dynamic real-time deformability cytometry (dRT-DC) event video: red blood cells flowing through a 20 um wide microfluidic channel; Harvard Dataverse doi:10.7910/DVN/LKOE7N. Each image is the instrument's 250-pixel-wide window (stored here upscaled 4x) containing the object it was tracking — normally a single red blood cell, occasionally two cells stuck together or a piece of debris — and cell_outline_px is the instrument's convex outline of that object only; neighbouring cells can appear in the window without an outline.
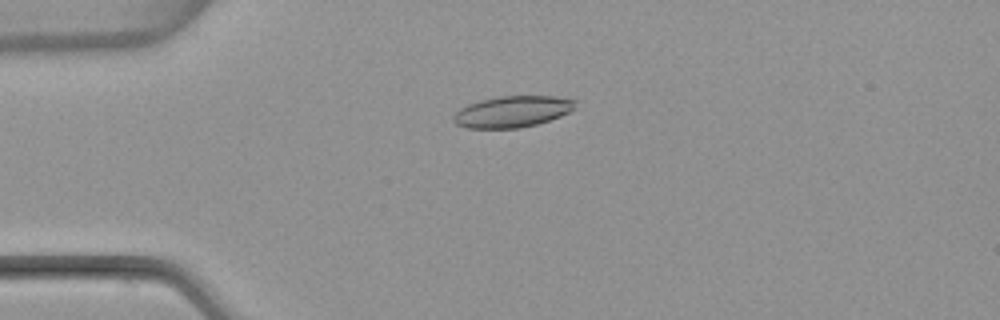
{"species": "common noctule bat (a hibernating species)", "species_latin": "Nyctalus noctula", "temperature_condition": "warm", "stored_images_in_passage": 43, "camera_frame_rate_fps": 3000, "um_per_image_px": 0.085, "animal": {"sex": "female", "body_mass_g": 22.7, "forearm_length_mm": 54.2}, "frame": {"image": 1, "passage_image": 4, "time_ms": 1.0, "image_size_px": [1000, 320], "cell_outline_px": [[576, 108], [560, 116], [536, 124], [520, 128], [468, 128], [456, 124], [452, 120], [452, 116], [460, 108], [468, 104], [480, 100], [500, 96], [556, 96], [576, 100]], "centroid_in_image_um": [43.54, 9.48], "position_along_channel_um": 41.5, "area_um2": 22.25}}
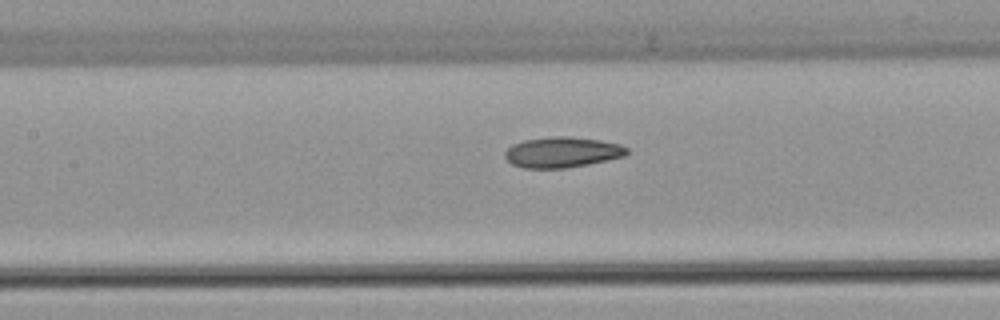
{"frame": {"image": 2, "passage_image": 15, "time_ms": 4.667, "image_size_px": [1000, 320], "cell_outline_px": [[628, 152], [624, 156], [588, 164], [568, 168], [524, 168], [512, 164], [504, 156], [504, 152], [512, 144], [524, 140], [556, 136], [568, 136], [600, 140], [620, 144], [628, 148]], "centroid_in_image_um": [47.77, 12.94], "position_along_channel_um": 159.6, "area_um2": 21.68}}
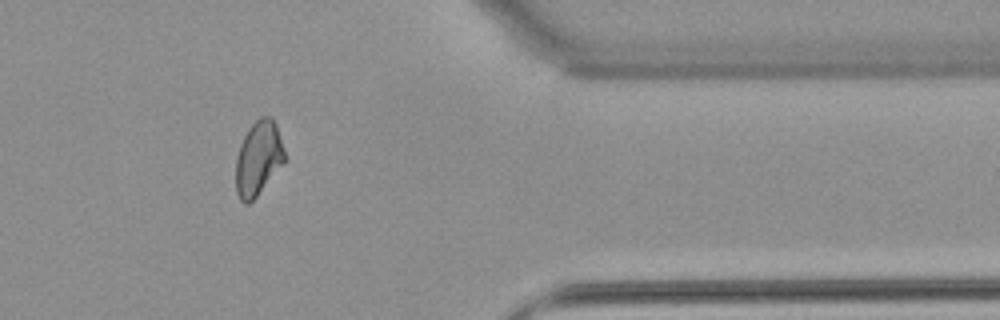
{"frame": {"image": 3, "passage_image": 34, "time_ms": 11.0, "image_size_px": [1000, 320], "cell_outline_px": [[284, 164], [256, 196], [248, 204], [244, 204], [240, 200], [236, 192], [236, 156], [240, 144], [248, 128], [260, 116], [272, 116], [276, 124], [284, 148]], "centroid_in_image_um": [21.95, 13.44], "position_along_channel_um": 389.4, "area_um2": 21.21}, "authors_computed_cell_mechanics": {"area_um2": 21.6172, "velocity_mm_per_s": 3.9538, "shape_relaxation_time_tau1_ms": null, "shape_relaxation_time_tau2_ms": 3.0393, "deformation_change_tau1": null, "deformation_change_tau2": 0.0952}}